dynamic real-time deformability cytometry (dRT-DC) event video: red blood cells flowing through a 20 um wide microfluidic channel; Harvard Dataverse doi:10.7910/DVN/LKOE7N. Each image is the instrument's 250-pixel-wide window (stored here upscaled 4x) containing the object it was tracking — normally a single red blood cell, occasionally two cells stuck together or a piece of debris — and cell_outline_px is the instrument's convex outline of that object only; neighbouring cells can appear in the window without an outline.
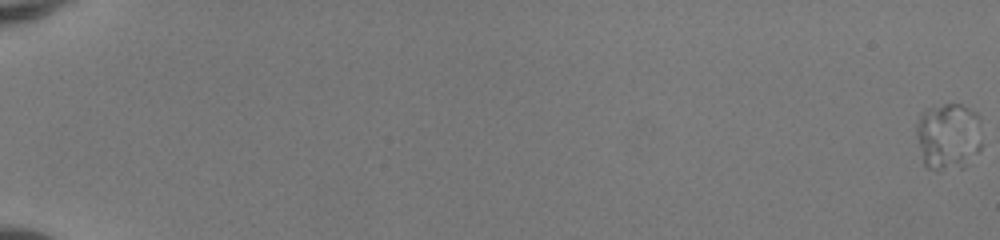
{"species": "human", "species_latin": "Homo sapiens", "temperature_condition": "room temperature", "stored_images_in_passage": 17, "camera_frame_rate_fps": 3000, "um_per_image_px": 0.085, "donor": {"sex": "female"}, "frame": {"image": 1, "passage_image": 1, "time_ms": 0.0, "image_size_px": [1000, 240], "cell_outline_px": [[980, 120], [964, 168], [928, 168], [924, 164], [916, 132], [916, 124], [920, 112], [928, 108], [944, 104], [960, 104], [976, 112]], "centroid_in_image_um": [80.45, 11.49], "position_along_channel_um": 4.5, "area_um2": 23.81}}
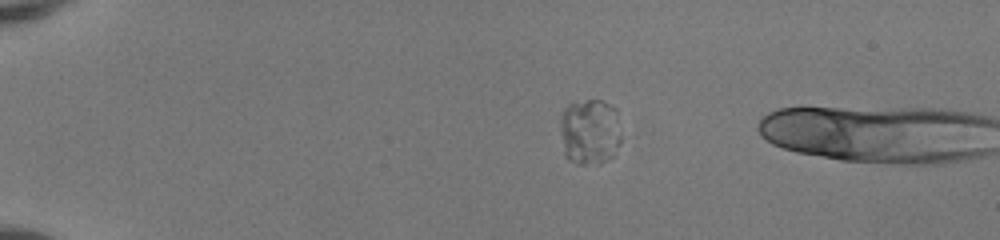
{"frame": {"image": 2, "passage_image": 15, "time_ms": 4.667, "image_size_px": [1000, 240], "cell_outline_px": [[620, 144], [612, 156], [608, 160], [600, 164], [576, 164], [568, 160], [564, 156], [560, 132], [560, 112], [568, 104], [588, 100], [600, 100], [616, 108], [620, 136]], "centroid_in_image_um": [50.1, 11.22], "position_along_channel_um": 34.9, "area_um2": 23.93}}